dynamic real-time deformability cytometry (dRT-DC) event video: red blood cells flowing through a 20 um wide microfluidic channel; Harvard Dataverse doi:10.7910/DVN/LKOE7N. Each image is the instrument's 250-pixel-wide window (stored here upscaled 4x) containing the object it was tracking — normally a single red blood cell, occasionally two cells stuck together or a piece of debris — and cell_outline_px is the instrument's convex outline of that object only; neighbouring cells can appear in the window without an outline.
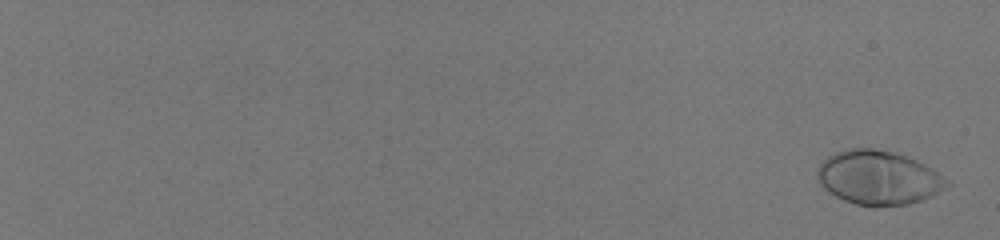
{"species": "human", "species_latin": "Homo sapiens", "temperature_condition": "room temperature", "stored_images_in_passage": 52, "camera_frame_rate_fps": 3000, "um_per_image_px": 0.085, "donor": {"sex": "male"}, "frame": {"image": 1, "passage_image": 2, "time_ms": 0.333, "image_size_px": [1000, 240], "cell_outline_px": [[952, 184], [932, 196], [908, 204], [876, 208], [856, 204], [844, 200], [836, 196], [824, 188], [820, 184], [816, 176], [816, 172], [820, 164], [828, 156], [836, 152], [848, 148], [872, 148], [896, 152], [908, 156], [940, 172]], "centroid_in_image_um": [74.69, 15.11], "position_along_channel_um": 10.3, "area_um2": 41.33}}
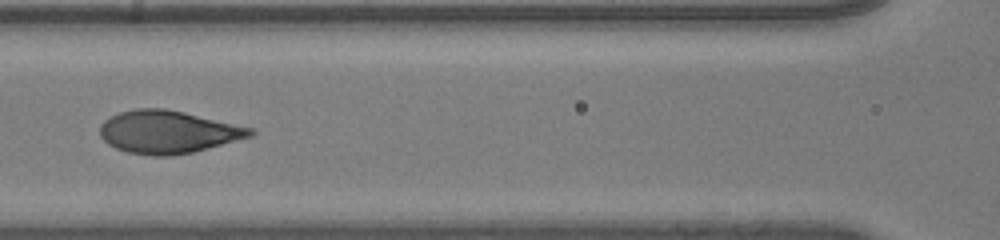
{"frame": {"image": 2, "passage_image": 34, "time_ms": 11.0, "image_size_px": [1000, 240], "cell_outline_px": [[256, 132], [252, 136], [192, 152], [168, 156], [152, 156], [128, 152], [116, 148], [108, 144], [100, 136], [100, 124], [104, 120], [120, 112], [136, 108], [164, 108], [184, 112], [256, 128]], "centroid_in_image_um": [14.29, 11.21], "position_along_channel_um": 152.3, "area_um2": 37.45}}
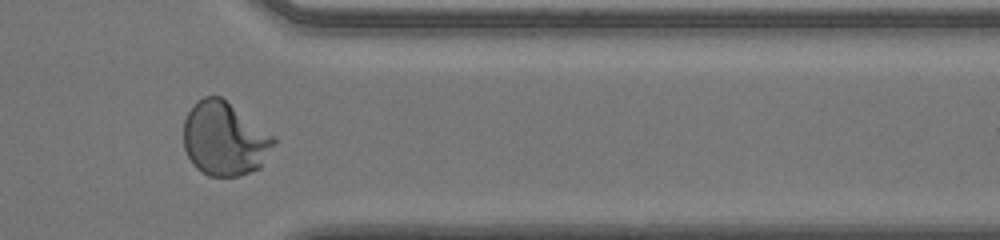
{"frame": {"image": 3, "passage_image": 52, "time_ms": 17.0, "image_size_px": [1000, 240], "cell_outline_px": [[276, 144], [260, 168], [240, 176], [208, 176], [196, 168], [192, 164], [184, 148], [184, 120], [188, 112], [196, 100], [204, 96], [220, 96], [276, 136]], "centroid_in_image_um": [19.11, 11.8], "position_along_channel_um": 392.3, "area_um2": 39.13}, "authors_computed_cell_mechanics": {"area_um2": 37.5411, "velocity_mm_per_s": 4.0185, "shape_relaxation_time_tau1_ms": 3.4402, "shape_relaxation_time_tau2_ms": null, "deformation_change_tau1": 0.2368, "deformation_change_tau2": null}}